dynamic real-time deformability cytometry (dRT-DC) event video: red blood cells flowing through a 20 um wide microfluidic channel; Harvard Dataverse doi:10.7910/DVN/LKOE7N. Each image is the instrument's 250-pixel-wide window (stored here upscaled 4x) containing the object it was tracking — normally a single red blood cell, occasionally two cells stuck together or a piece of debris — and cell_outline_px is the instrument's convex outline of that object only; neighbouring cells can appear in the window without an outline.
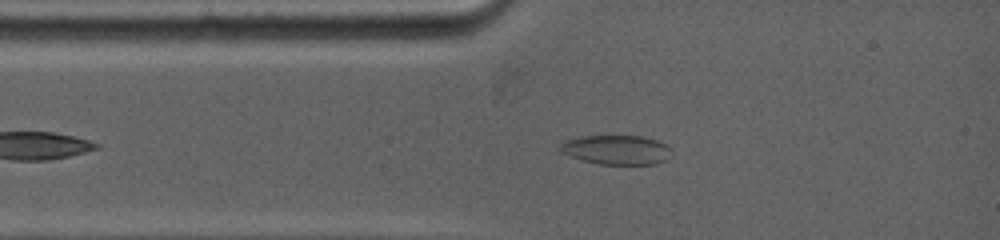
{"species": "common noctule bat (a hibernating species)", "species_latin": "Nyctalus noctula", "temperature_condition": "warm", "stored_images_in_passage": 71, "camera_frame_rate_fps": 5000, "um_per_image_px": 0.085, "animal": {"sex": "female", "body_mass_g": 19.0, "forearm_length_mm": 53.3}, "frame": {"image": 1, "passage_image": 13, "time_ms": 1.6, "image_size_px": [1000, 240], "cell_outline_px": [[672, 152], [668, 160], [656, 164], [600, 164], [584, 160], [560, 152], [560, 144], [564, 140], [580, 136], [644, 136], [656, 140], [664, 144]], "centroid_in_image_um": [52.41, 12.73], "position_along_channel_um": 32.6, "area_um2": 19.02}}
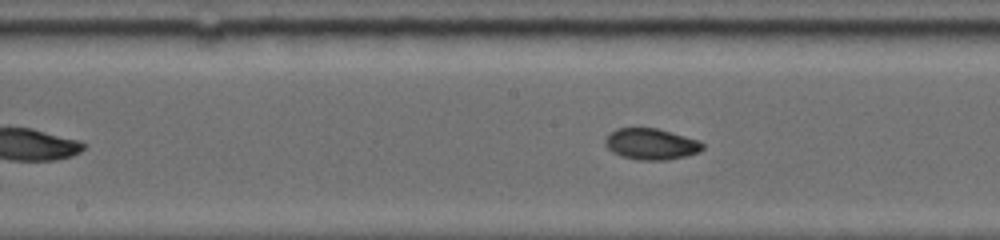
{"frame": {"image": 2, "passage_image": 44, "time_ms": 5.8, "image_size_px": [1000, 240], "cell_outline_px": [[704, 148], [700, 152], [668, 160], [640, 160], [620, 156], [612, 152], [604, 144], [604, 140], [616, 128], [656, 128], [700, 140], [704, 144]], "centroid_in_image_um": [55.36, 12.25], "position_along_channel_um": 192.8, "area_um2": 17.74}}
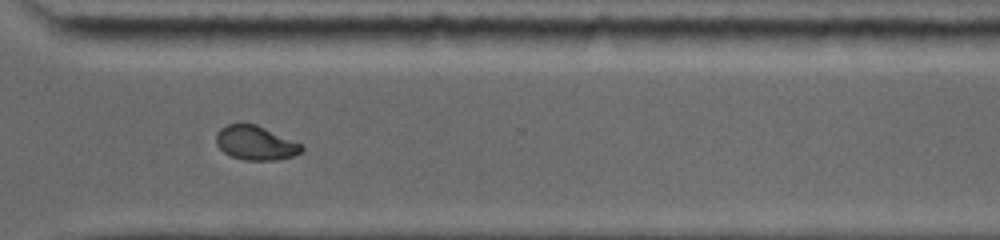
{"frame": {"image": 3, "passage_image": 63, "time_ms": 9.8, "image_size_px": [1000, 240], "cell_outline_px": [[304, 148], [300, 152], [292, 156], [276, 160], [244, 160], [232, 156], [224, 152], [216, 144], [216, 132], [220, 128], [228, 124], [256, 124], [304, 144]], "centroid_in_image_um": [21.74, 12.14], "position_along_channel_um": 348.9, "area_um2": 17.05}, "authors_computed_cell_mechanics": {"area_um2": 18.207, "velocity_mm_per_s": 3.904, "shape_relaxation_time_tau1_ms": null, "shape_relaxation_time_tau2_ms": 3.4873, "deformation_change_tau1": null, "deformation_change_tau2": 0.0446}}